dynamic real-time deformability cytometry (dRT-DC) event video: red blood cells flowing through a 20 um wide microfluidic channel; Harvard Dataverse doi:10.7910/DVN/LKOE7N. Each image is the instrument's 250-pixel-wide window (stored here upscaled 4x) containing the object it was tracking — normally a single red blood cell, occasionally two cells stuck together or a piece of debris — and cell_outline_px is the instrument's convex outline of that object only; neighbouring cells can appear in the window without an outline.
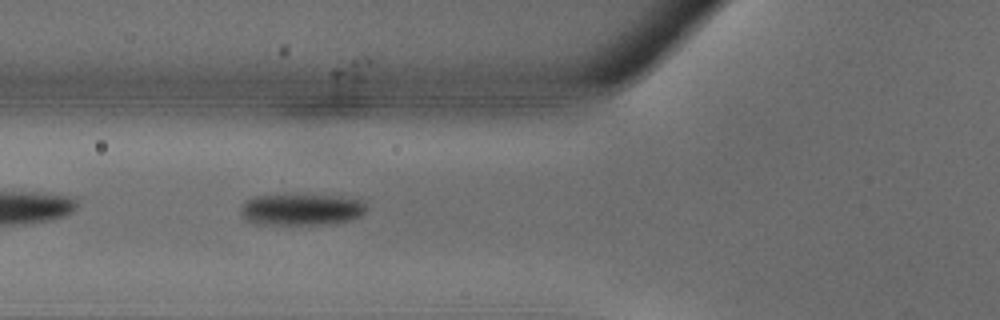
{"species": "common noctule bat (a hibernating species)", "species_latin": "Nyctalus noctula", "temperature_condition": "warm", "stored_images_in_passage": 25, "camera_frame_rate_fps": 3000, "um_per_image_px": 0.085, "animal": {"sex": "male", "body_mass_g": 18.8}, "frame": {"image": 1, "passage_image": 3, "time_ms": 0.667, "image_size_px": [1000, 320], "cell_outline_px": [[364, 212], [360, 216], [352, 220], [324, 224], [256, 224], [248, 220], [240, 212], [240, 208], [244, 200], [252, 196], [340, 196], [364, 200]], "centroid_in_image_um": [25.6, 17.82], "position_along_channel_um": 100.2, "area_um2": 22.77}}
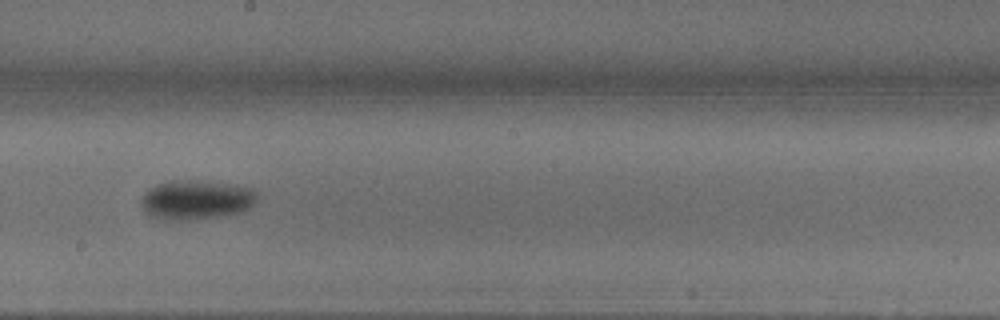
{"frame": {"image": 2, "passage_image": 10, "time_ms": 3.0, "image_size_px": [1000, 320], "cell_outline_px": [[256, 200], [248, 208], [240, 212], [228, 216], [188, 220], [168, 220], [152, 216], [144, 208], [144, 196], [152, 188], [160, 184], [188, 180], [192, 180], [228, 184], [256, 188]], "centroid_in_image_um": [16.79, 17.01], "position_along_channel_um": 231.4, "area_um2": 25.89}}
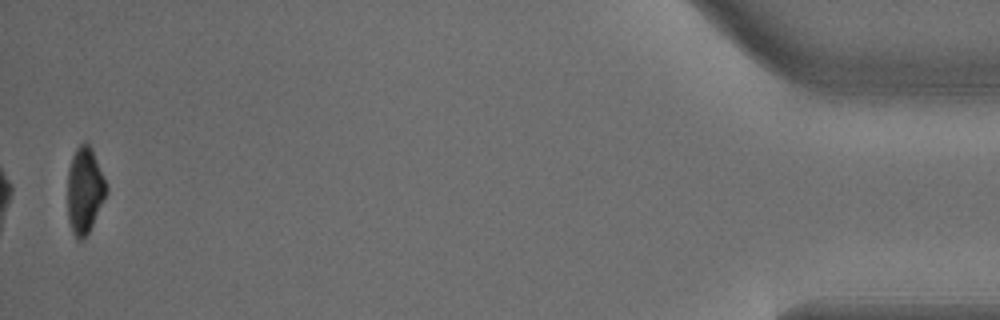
{"frame": {"image": 3, "passage_image": 25, "time_ms": 8.0, "image_size_px": [1000, 320], "cell_outline_px": [[108, 192], [88, 232], [80, 240], [76, 240], [72, 232], [68, 220], [68, 172], [72, 156], [76, 148], [84, 140], [92, 148], [108, 188]], "centroid_in_image_um": [7.19, 16.16], "position_along_channel_um": 428.0, "area_um2": 19.36}}